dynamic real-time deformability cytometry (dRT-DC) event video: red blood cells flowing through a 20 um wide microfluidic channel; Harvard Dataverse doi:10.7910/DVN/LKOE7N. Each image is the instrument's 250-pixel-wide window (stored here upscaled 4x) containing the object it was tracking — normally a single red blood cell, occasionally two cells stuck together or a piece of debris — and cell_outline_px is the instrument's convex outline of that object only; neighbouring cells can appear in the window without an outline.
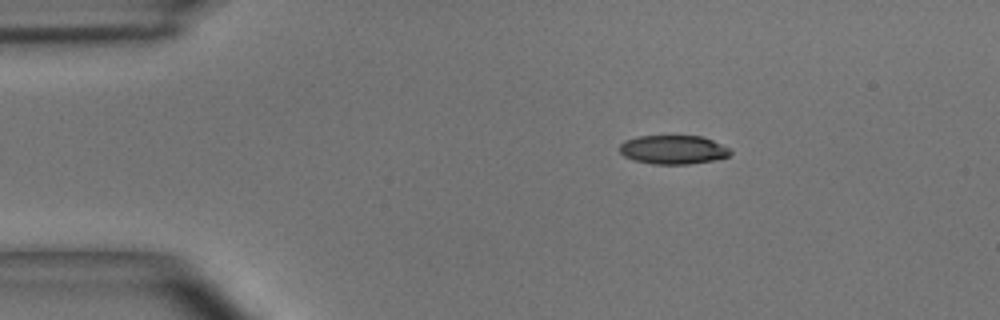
{"species": "common noctule bat (a hibernating species)", "species_latin": "Nyctalus noctula", "temperature_condition": "room temperature", "stored_images_in_passage": 2, "camera_frame_rate_fps": 3000, "um_per_image_px": 0.085, "animal": {"sex": "male", "body_mass_g": 15.6}, "frame": {"image": 1, "passage_image": 1, "time_ms": 0.0, "image_size_px": [1000, 320], "cell_outline_px": [[732, 152], [728, 156], [716, 160], [688, 164], [652, 164], [632, 160], [624, 156], [620, 152], [620, 144], [624, 140], [640, 136], [700, 136], [712, 140], [728, 148]], "centroid_in_image_um": [57.19, 12.73], "position_along_channel_um": 27.8, "area_um2": 18.61}}